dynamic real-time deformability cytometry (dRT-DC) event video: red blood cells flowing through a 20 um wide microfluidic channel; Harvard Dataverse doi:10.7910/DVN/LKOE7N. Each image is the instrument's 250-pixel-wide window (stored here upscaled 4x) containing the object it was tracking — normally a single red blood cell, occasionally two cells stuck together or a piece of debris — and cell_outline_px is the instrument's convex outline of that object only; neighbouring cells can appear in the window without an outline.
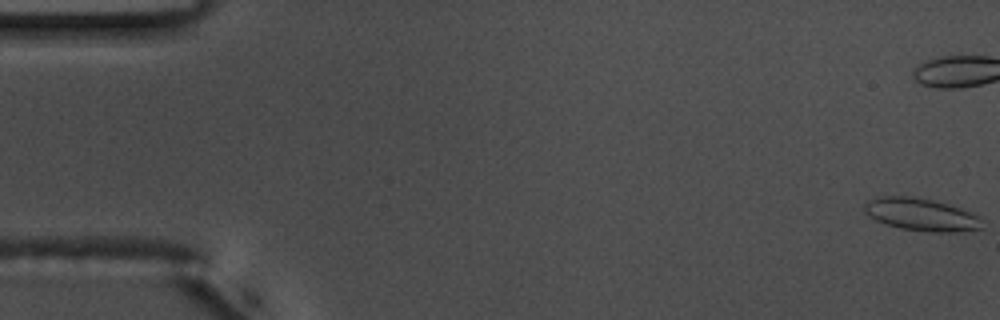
{"species": "common noctule bat (a hibernating species)", "species_latin": "Nyctalus noctula", "temperature_condition": "warm", "stored_images_in_passage": 57, "camera_frame_rate_fps": 3000, "um_per_image_px": 0.085, "animal": {"sex": "male", "body_mass_g": 17.5, "forearm_length_mm": 52.3}, "frame": {"image": 1, "passage_image": 1, "time_ms": 0.0, "image_size_px": [1000, 320], "cell_outline_px": [[980, 228], [956, 232], [928, 232], [900, 228], [876, 220], [864, 212], [864, 204], [868, 200], [880, 196], [912, 196], [932, 200], [948, 204], [960, 208], [980, 216]], "centroid_in_image_um": [78.27, 18.23], "position_along_channel_um": 6.7, "area_um2": 22.14}, "authors_computed_cell_mechanics": {"area_um2": 20.4034, "velocity_mm_per_s": 3.6691, "shape_relaxation_time_tau1_ms": 10.5267, "shape_relaxation_time_tau2_ms": 1.2903, "deformation_change_tau1": 0.1995, "deformation_change_tau2": 0.0786}}